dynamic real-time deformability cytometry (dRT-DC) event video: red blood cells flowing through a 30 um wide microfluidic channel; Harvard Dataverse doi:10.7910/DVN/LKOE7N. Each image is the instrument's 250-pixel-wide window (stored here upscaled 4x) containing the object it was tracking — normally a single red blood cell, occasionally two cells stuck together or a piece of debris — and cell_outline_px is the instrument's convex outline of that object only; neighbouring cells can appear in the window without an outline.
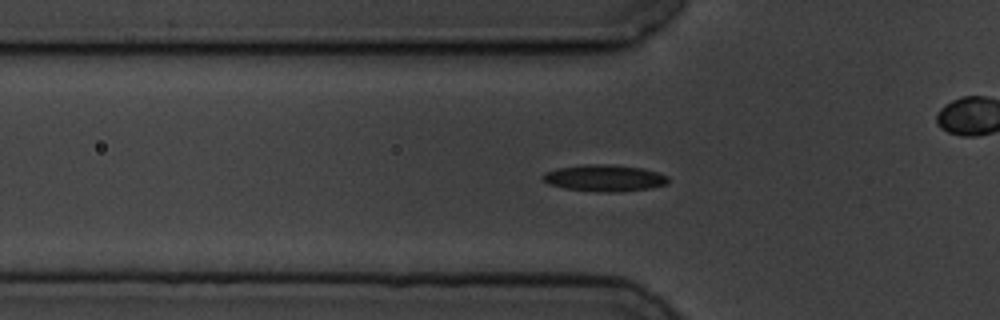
{"species": "common noctule bat (a hibernating species)", "species_latin": "Nyctalus noctula", "temperature_condition": "cold", "stored_images_in_passage": 55, "camera_frame_rate_fps": 3000, "um_per_image_px": 0.085, "animal": {"sex": "male", "body_mass_g": 19.5, "forearm_length_mm": 54.6}, "frame": {"image": 1, "passage_image": 15, "time_ms": 4.667, "image_size_px": [1000, 320], "cell_outline_px": [[668, 184], [648, 188], [612, 192], [608, 192], [564, 188], [548, 184], [544, 180], [544, 172], [556, 168], [588, 164], [612, 164], [644, 168], [668, 176]], "centroid_in_image_um": [51.38, 15.11], "position_along_channel_um": 74.4, "area_um2": 19.25}}
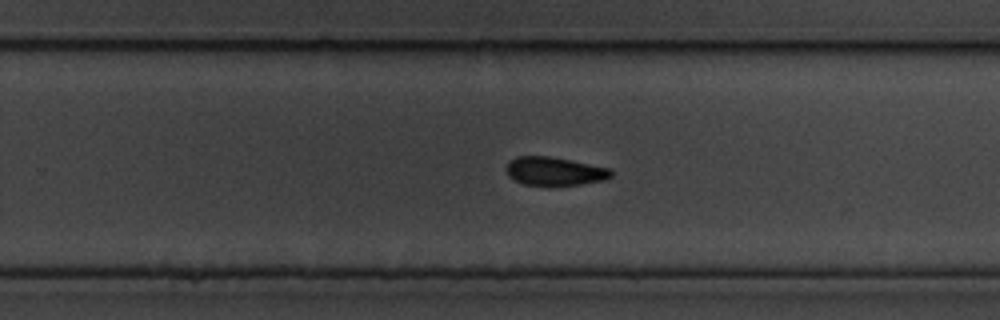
{"frame": {"image": 2, "passage_image": 33, "time_ms": 10.667, "image_size_px": [1000, 320], "cell_outline_px": [[612, 176], [604, 180], [556, 188], [548, 188], [524, 184], [508, 176], [508, 160], [516, 156], [548, 156], [572, 160], [612, 168]], "centroid_in_image_um": [47.16, 14.59], "position_along_channel_um": 282.6, "area_um2": 18.03}}
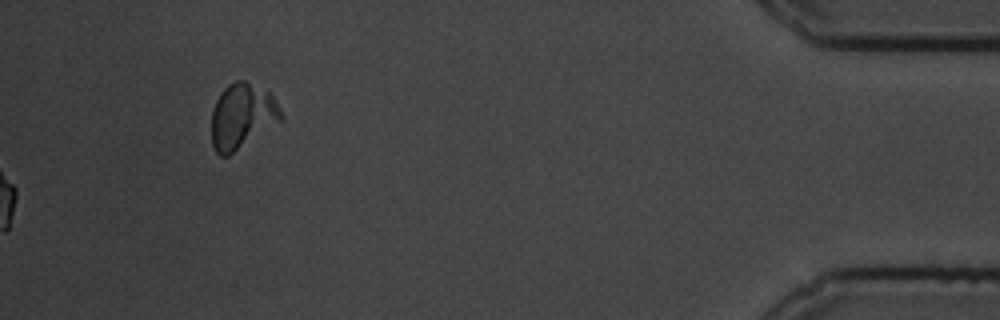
{"frame": {"image": 3, "passage_image": 55, "time_ms": 18.0, "image_size_px": [1000, 320], "cell_outline_px": [[280, 120], [228, 156], [220, 156], [216, 152], [212, 144], [212, 108], [220, 92], [228, 84], [236, 80], [244, 80], [268, 92], [272, 96], [280, 108]], "centroid_in_image_um": [20.52, 9.86], "position_along_channel_um": 414.7, "area_um2": 25.84}, "authors_computed_cell_mechanics": {"area_um2": 17.918, "velocity_mm_per_s": 3.4679, "shape_relaxation_time_tau1_ms": null, "shape_relaxation_time_tau2_ms": 5.4126, "deformation_change_tau1": null, "deformation_change_tau2": 0.121}}